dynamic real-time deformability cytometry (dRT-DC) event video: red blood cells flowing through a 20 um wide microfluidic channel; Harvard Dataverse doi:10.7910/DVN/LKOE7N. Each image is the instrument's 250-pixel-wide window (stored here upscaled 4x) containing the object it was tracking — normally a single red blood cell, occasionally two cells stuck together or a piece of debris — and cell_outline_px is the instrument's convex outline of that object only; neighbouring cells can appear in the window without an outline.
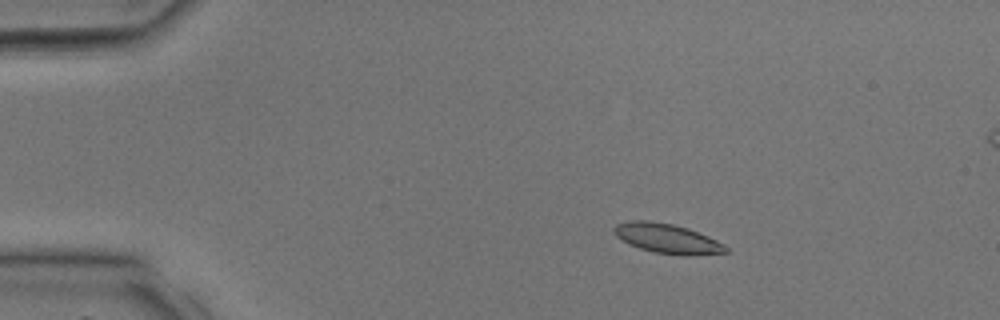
{"species": "common noctule bat (a hibernating species)", "species_latin": "Nyctalus noctula", "temperature_condition": "room temperature", "stored_images_in_passage": 14, "camera_frame_rate_fps": 3000, "um_per_image_px": 0.085, "animal": {"sex": "male", "body_mass_g": 17.9, "forearm_length_mm": 54.2}, "frame": {"image": 1, "passage_image": 7, "time_ms": 2.0, "image_size_px": [1000, 320], "cell_outline_px": [[728, 252], [688, 256], [684, 256], [656, 252], [640, 248], [628, 244], [616, 236], [612, 232], [612, 228], [616, 224], [628, 220], [648, 220], [672, 224], [688, 228], [708, 236], [724, 244], [728, 248]], "centroid_in_image_um": [56.68, 20.26], "position_along_channel_um": 28.3, "area_um2": 19.42}}
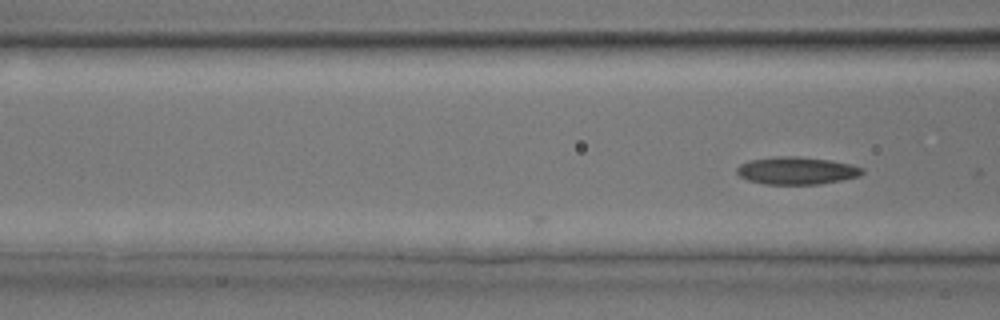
{"frame": {"image": 2, "passage_image": 14, "time_ms": 4.333, "image_size_px": [1000, 320], "cell_outline_px": [[864, 172], [860, 176], [840, 180], [816, 184], [764, 184], [748, 180], [740, 176], [736, 172], [736, 168], [740, 164], [748, 160], [784, 156], [800, 156], [828, 160], [852, 164], [864, 168]], "centroid_in_image_um": [67.71, 14.5], "position_along_channel_um": 98.9, "area_um2": 20.06}}